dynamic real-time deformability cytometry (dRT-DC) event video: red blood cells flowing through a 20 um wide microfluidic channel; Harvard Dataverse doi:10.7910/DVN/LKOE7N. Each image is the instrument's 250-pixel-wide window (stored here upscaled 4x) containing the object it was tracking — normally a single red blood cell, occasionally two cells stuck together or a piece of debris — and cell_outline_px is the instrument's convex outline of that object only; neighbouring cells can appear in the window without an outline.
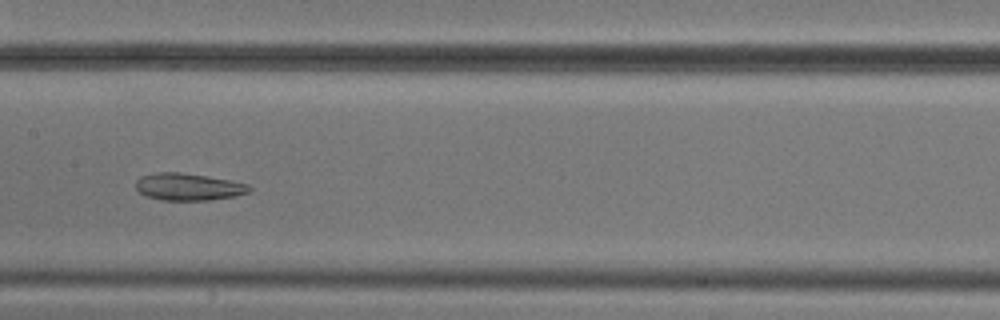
{"species": "common noctule bat (a hibernating species)", "species_latin": "Nyctalus noctula", "temperature_condition": "cold", "stored_images_in_passage": 11, "camera_frame_rate_fps": 3000, "um_per_image_px": 0.085, "animal": {"sex": "male", "body_mass_g": 20.5, "forearm_length_mm": 52.5}, "frame": {"image": 1, "passage_image": 9, "time_ms": 10.333, "image_size_px": [1000, 320], "cell_outline_px": [[252, 188], [248, 192], [236, 196], [208, 200], [160, 200], [144, 196], [136, 188], [136, 180], [140, 176], [156, 172], [180, 172], [208, 176], [248, 184]], "centroid_in_image_um": [15.98, 15.88], "position_along_channel_um": 191.4, "area_um2": 18.03}}
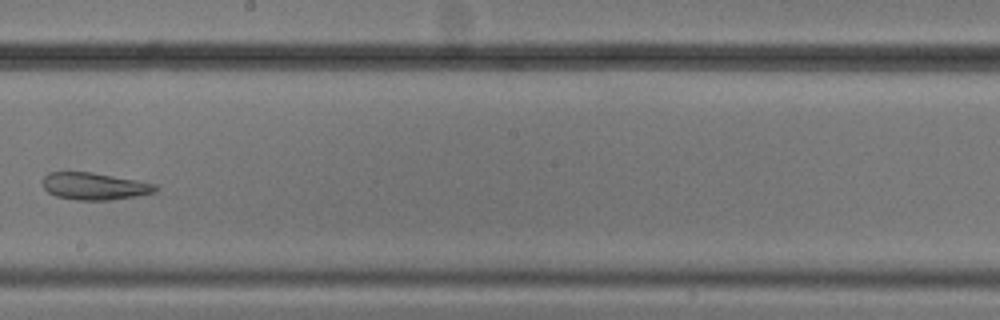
{"frame": {"image": 2, "passage_image": 10, "time_ms": 11.667, "image_size_px": [1000, 320], "cell_outline_px": [[160, 188], [156, 192], [136, 196], [108, 200], [76, 200], [56, 196], [48, 192], [40, 184], [40, 180], [48, 172], [92, 172], [140, 180], [156, 184]], "centroid_in_image_um": [8.03, 15.82], "position_along_channel_um": 240.2, "area_um2": 18.21}}